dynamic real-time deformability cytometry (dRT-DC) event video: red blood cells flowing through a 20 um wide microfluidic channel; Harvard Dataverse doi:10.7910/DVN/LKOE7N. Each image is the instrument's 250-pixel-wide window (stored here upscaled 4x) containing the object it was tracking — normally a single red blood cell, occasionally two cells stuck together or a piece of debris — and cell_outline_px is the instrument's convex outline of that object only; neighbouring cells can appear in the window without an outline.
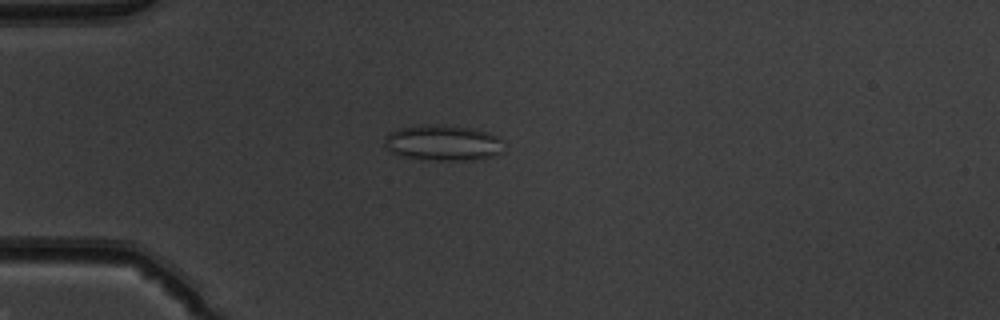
{"species": "common noctule bat (a hibernating species)", "species_latin": "Nyctalus noctula", "temperature_condition": "warm", "stored_images_in_passage": 45, "camera_frame_rate_fps": 3000, "um_per_image_px": 0.085, "animal": {"sex": "male", "body_mass_g": 19.5, "forearm_length_mm": 54.6}, "frame": {"image": 1, "passage_image": 8, "time_ms": 2.333, "image_size_px": [1000, 320], "cell_outline_px": [[504, 140], [500, 152], [492, 156], [476, 160], [428, 160], [400, 156], [392, 152], [384, 144], [384, 140], [388, 132], [396, 128], [428, 124], [472, 128], [488, 132]], "centroid_in_image_um": [37.63, 12.14], "position_along_channel_um": 47.4, "area_um2": 24.91}}
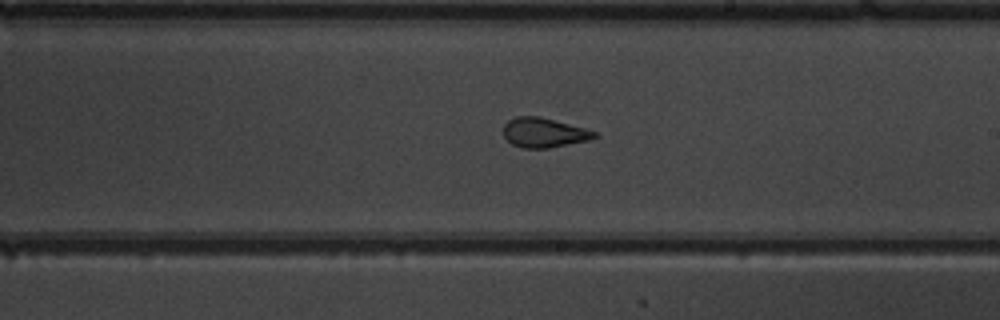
{"frame": {"image": 2, "passage_image": 24, "time_ms": 7.667, "image_size_px": [1000, 320], "cell_outline_px": [[600, 136], [588, 140], [548, 148], [524, 148], [512, 144], [504, 136], [504, 124], [508, 120], [516, 116], [540, 116], [584, 128], [596, 132]], "centroid_in_image_um": [46.23, 11.27], "position_along_channel_um": 242.8, "area_um2": 15.61}}
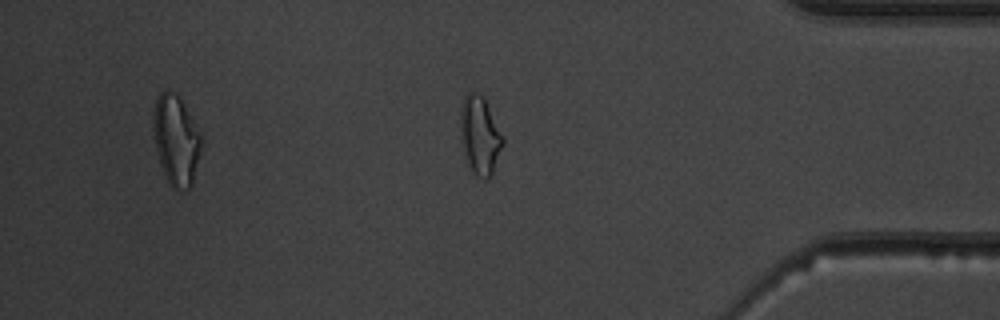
{"frame": {"image": 3, "passage_image": 37, "time_ms": 12.0, "image_size_px": [1000, 320], "cell_outline_px": [[504, 144], [492, 172], [488, 180], [484, 180], [476, 176], [472, 172], [468, 164], [464, 152], [460, 136], [460, 108], [464, 96], [468, 92], [480, 92], [484, 96], [504, 136]], "centroid_in_image_um": [40.79, 11.47], "position_along_channel_um": 394.4, "area_um2": 19.77}, "authors_computed_cell_mechanics": {"area_um2": 17.4556, "velocity_mm_per_s": 4.0297, "shape_relaxation_time_tau1_ms": null, "shape_relaxation_time_tau2_ms": 0.7956, "deformation_change_tau1": null, "deformation_change_tau2": 0.0883}}